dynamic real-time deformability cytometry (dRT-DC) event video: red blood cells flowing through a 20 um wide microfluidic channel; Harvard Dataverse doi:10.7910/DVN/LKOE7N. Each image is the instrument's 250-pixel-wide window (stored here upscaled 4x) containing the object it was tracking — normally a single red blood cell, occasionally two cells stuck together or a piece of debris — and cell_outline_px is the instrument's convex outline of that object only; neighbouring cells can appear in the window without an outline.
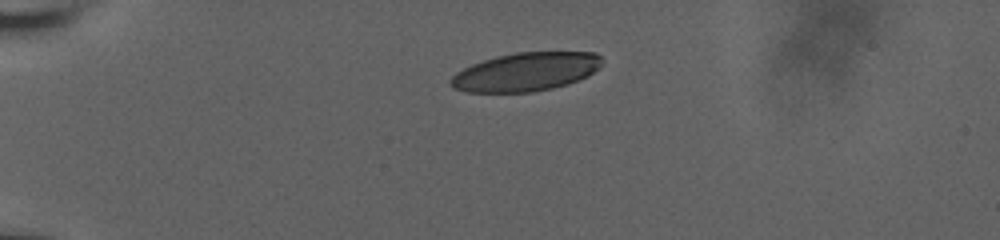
{"species": "human", "species_latin": "Homo sapiens", "temperature_condition": "room temperature", "stored_images_in_passage": 15, "camera_frame_rate_fps": 3000, "um_per_image_px": 0.085, "donor": {"sex": "male"}, "frame": {"image": 1, "passage_image": 1, "time_ms": 0.0, "image_size_px": [1000, 240], "cell_outline_px": [[600, 68], [588, 76], [568, 84], [552, 88], [532, 92], [468, 92], [452, 88], [448, 84], [448, 80], [456, 72], [472, 64], [496, 56], [516, 52], [596, 52], [600, 56]], "centroid_in_image_um": [44.67, 6.11], "position_along_channel_um": 40.3, "area_um2": 34.1}}
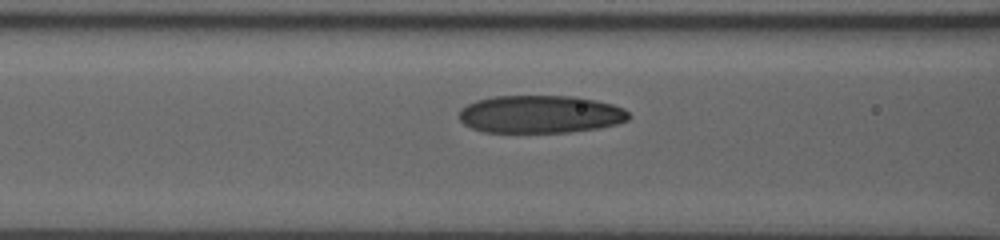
{"frame": {"image": 2, "passage_image": 9, "time_ms": 3.667, "image_size_px": [1000, 240], "cell_outline_px": [[632, 116], [628, 120], [616, 124], [600, 128], [568, 132], [484, 132], [472, 128], [464, 124], [460, 120], [460, 108], [476, 100], [492, 96], [576, 96], [596, 100], [612, 104], [624, 108]], "centroid_in_image_um": [45.95, 9.7], "position_along_channel_um": 120.7, "area_um2": 37.57}}
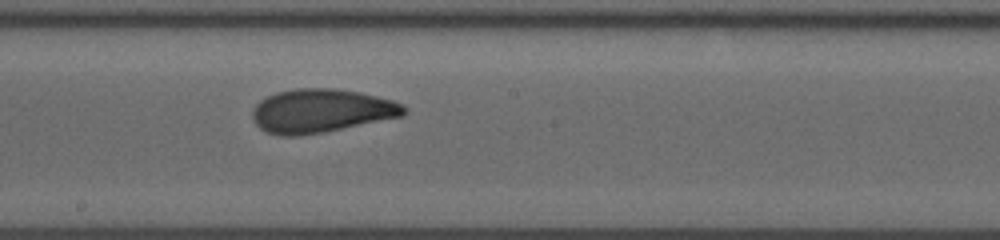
{"frame": {"image": 3, "passage_image": 15, "time_ms": 6.333, "image_size_px": [1000, 240], "cell_outline_px": [[408, 112], [404, 116], [324, 132], [300, 136], [280, 136], [264, 132], [252, 120], [252, 108], [260, 100], [276, 92], [296, 88], [336, 88], [360, 92], [392, 100], [404, 104], [408, 108]], "centroid_in_image_um": [27.3, 9.42], "position_along_channel_um": 220.9, "area_um2": 39.02}}